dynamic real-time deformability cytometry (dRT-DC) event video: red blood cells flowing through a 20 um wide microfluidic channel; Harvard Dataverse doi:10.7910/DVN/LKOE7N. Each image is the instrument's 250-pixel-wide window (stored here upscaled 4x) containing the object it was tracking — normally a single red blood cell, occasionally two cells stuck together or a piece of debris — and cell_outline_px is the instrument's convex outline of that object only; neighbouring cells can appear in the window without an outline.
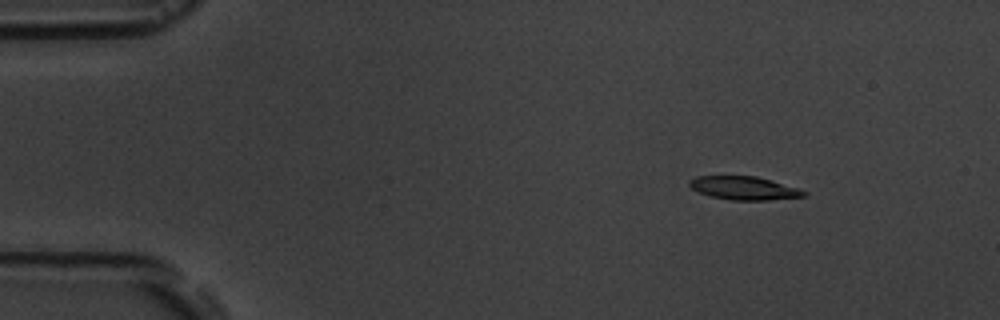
{"species": "common noctule bat (a hibernating species)", "species_latin": "Nyctalus noctula", "temperature_condition": "room temperature", "stored_images_in_passage": 10, "camera_frame_rate_fps": 3000, "um_per_image_px": 0.085, "animal": {"sex": "male", "body_mass_g": 19.5, "forearm_length_mm": 54.6}, "frame": {"image": 1, "passage_image": 2, "time_ms": 1.0, "image_size_px": [1000, 320], "cell_outline_px": [[808, 192], [804, 196], [768, 200], [732, 200], [712, 196], [700, 192], [692, 188], [688, 184], [688, 180], [696, 176], [756, 176], [800, 188]], "centroid_in_image_um": [63.26, 15.98], "position_along_channel_um": 21.7, "area_um2": 15.49}}
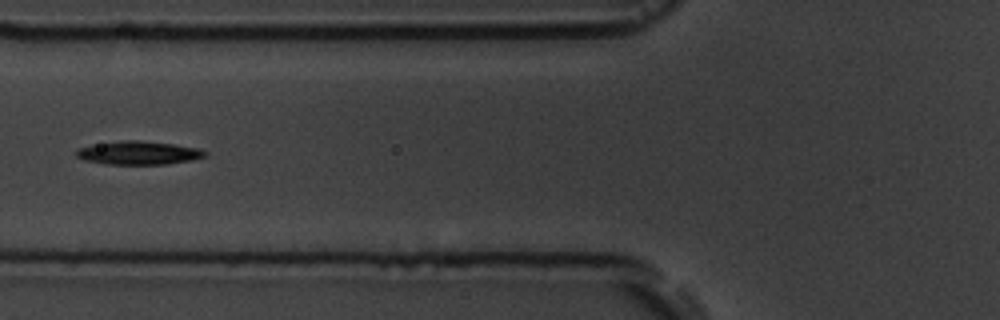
{"frame": {"image": 2, "passage_image": 6, "time_ms": 5.667, "image_size_px": [1000, 320], "cell_outline_px": [[208, 156], [192, 160], [164, 164], [108, 164], [84, 160], [76, 156], [76, 152], [80, 148], [92, 144], [124, 140], [136, 140], [172, 144], [200, 148], [208, 152]], "centroid_in_image_um": [11.81, 12.99], "position_along_channel_um": 114.0, "area_um2": 17.51}}
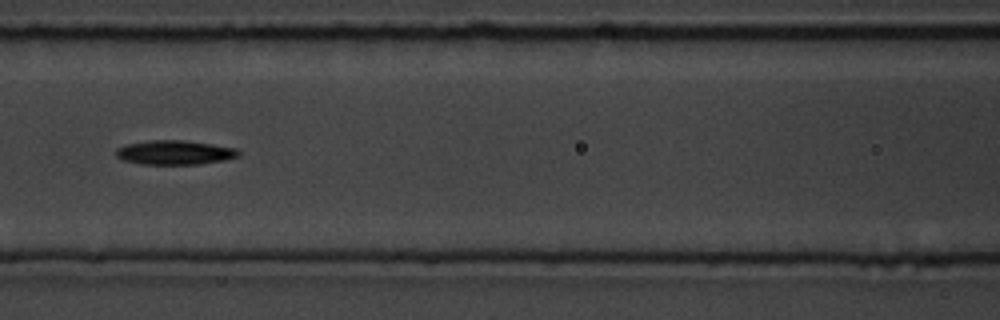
{"frame": {"image": 3, "passage_image": 7, "time_ms": 6.667, "image_size_px": [1000, 320], "cell_outline_px": [[240, 156], [224, 160], [200, 164], [140, 164], [124, 160], [116, 156], [116, 148], [128, 144], [152, 140], [184, 140], [212, 144], [236, 148], [240, 152]], "centroid_in_image_um": [14.87, 12.96], "position_along_channel_um": 151.7, "area_um2": 17.28}}